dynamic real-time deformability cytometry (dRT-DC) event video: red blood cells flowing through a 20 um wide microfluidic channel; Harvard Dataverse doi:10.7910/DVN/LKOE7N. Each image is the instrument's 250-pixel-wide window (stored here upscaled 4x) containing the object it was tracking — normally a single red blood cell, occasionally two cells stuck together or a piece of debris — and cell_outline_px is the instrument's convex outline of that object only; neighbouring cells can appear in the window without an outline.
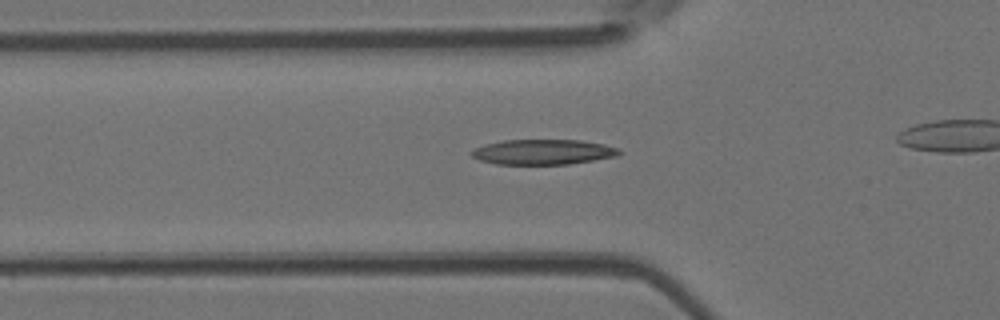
{"species": "Egyptian fruit bat (a non-hibernating species)", "species_latin": "Rousettus aegyptiacus", "temperature_condition": "room temperature", "stored_images_in_passage": 43, "camera_frame_rate_fps": 3000, "um_per_image_px": 0.085, "animal": {"sex": "female"}, "frame": {"image": 1, "passage_image": 10, "time_ms": 3.0, "image_size_px": [1000, 320], "cell_outline_px": [[624, 152], [616, 156], [568, 164], [496, 164], [480, 160], [472, 156], [468, 152], [472, 148], [484, 144], [504, 140], [580, 140], [604, 144], [620, 148]], "centroid_in_image_um": [46.14, 12.91], "position_along_channel_um": 79.7, "area_um2": 21.79}}
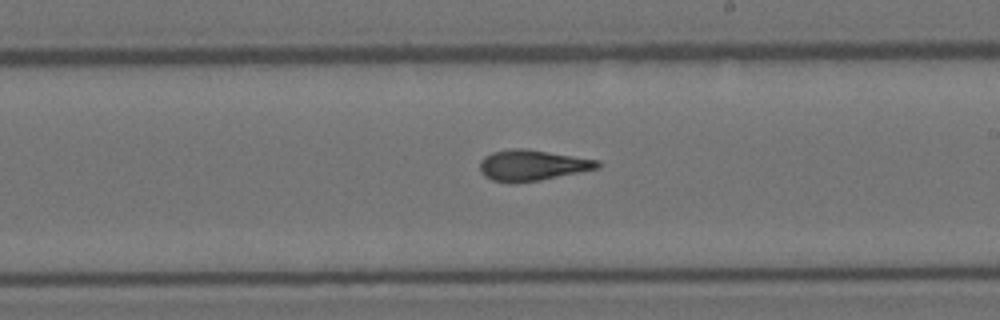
{"frame": {"image": 2, "passage_image": 22, "time_ms": 7.0, "image_size_px": [1000, 320], "cell_outline_px": [[600, 168], [540, 180], [492, 180], [484, 176], [480, 172], [480, 160], [484, 156], [492, 152], [512, 148], [524, 148], [600, 160]], "centroid_in_image_um": [45.26, 14.01], "position_along_channel_um": 243.7, "area_um2": 20.63}}
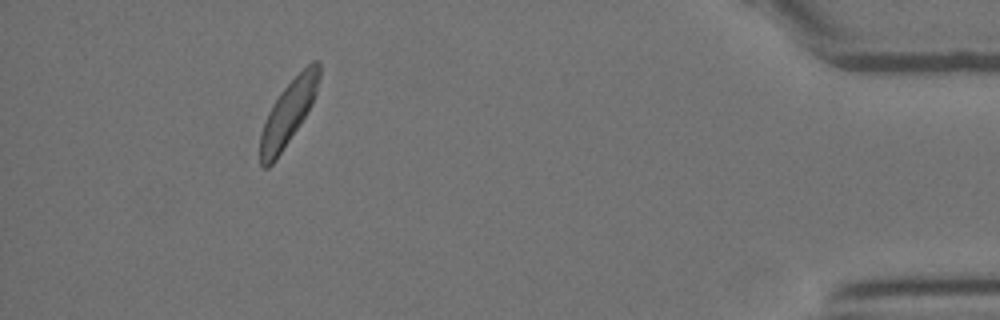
{"frame": {"image": 3, "passage_image": 39, "time_ms": 12.667, "image_size_px": [1000, 320], "cell_outline_px": [[320, 76], [316, 92], [312, 104], [300, 124], [276, 160], [268, 168], [264, 168], [260, 164], [260, 132], [268, 112], [272, 104], [280, 92], [312, 60], [320, 60]], "centroid_in_image_um": [24.49, 9.6], "position_along_channel_um": 410.7, "area_um2": 22.02}, "authors_computed_cell_mechanics": {"area_um2": 21.3282, "velocity_mm_per_s": 4.075, "shape_relaxation_time_tau1_ms": 5.8226, "shape_relaxation_time_tau2_ms": 1.9468, "deformation_change_tau1": 0.2141, "deformation_change_tau2": 0.1145}}